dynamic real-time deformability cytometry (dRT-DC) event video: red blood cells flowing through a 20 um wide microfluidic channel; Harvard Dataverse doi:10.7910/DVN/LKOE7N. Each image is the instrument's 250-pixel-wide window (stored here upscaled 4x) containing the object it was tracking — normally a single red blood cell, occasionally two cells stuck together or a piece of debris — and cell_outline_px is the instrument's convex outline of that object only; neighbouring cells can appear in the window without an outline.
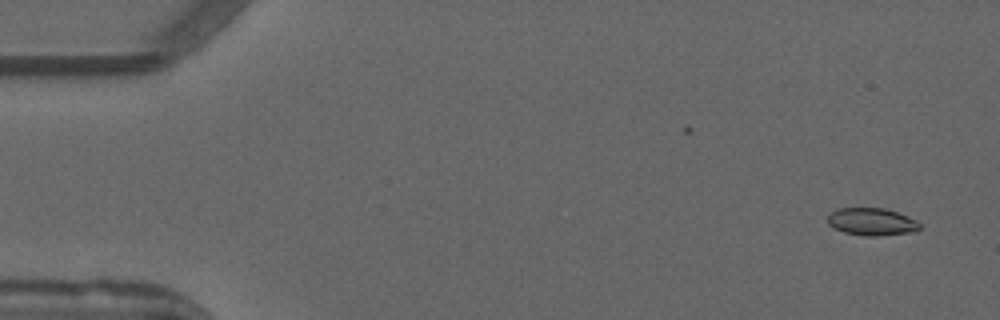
{"species": "common noctule bat (a hibernating species)", "species_latin": "Nyctalus noctula", "temperature_condition": "warm", "stored_images_in_passage": 52, "camera_frame_rate_fps": 3000, "um_per_image_px": 0.085, "animal": {"sex": "male", "forearm_length_mm": 52.5}, "frame": {"image": 1, "passage_image": 2, "time_ms": 0.333, "image_size_px": [1000, 320], "cell_outline_px": [[920, 228], [916, 232], [880, 236], [864, 236], [844, 232], [828, 224], [828, 216], [836, 208], [884, 208], [908, 216], [916, 220], [920, 224]], "centroid_in_image_um": [74.13, 18.85], "position_along_channel_um": 10.9, "area_um2": 14.8}}
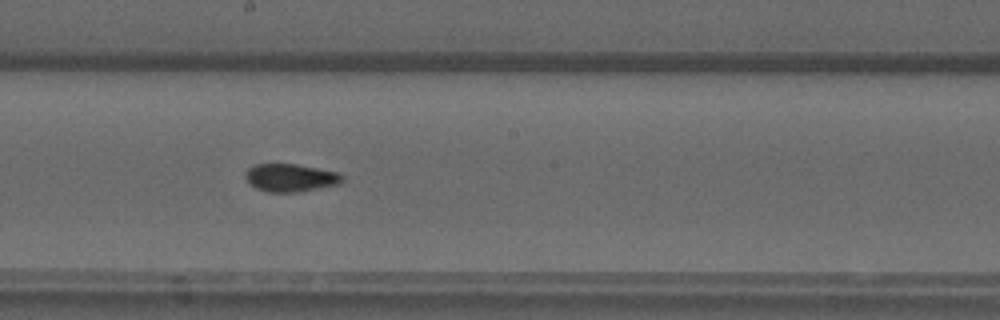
{"frame": {"image": 2, "passage_image": 28, "time_ms": 9.0, "image_size_px": [1000, 320], "cell_outline_px": [[344, 180], [340, 184], [296, 192], [268, 192], [256, 188], [244, 176], [244, 172], [248, 168], [256, 164], [296, 164], [340, 172], [344, 176]], "centroid_in_image_um": [24.73, 15.1], "position_along_channel_um": 223.5, "area_um2": 15.78}}
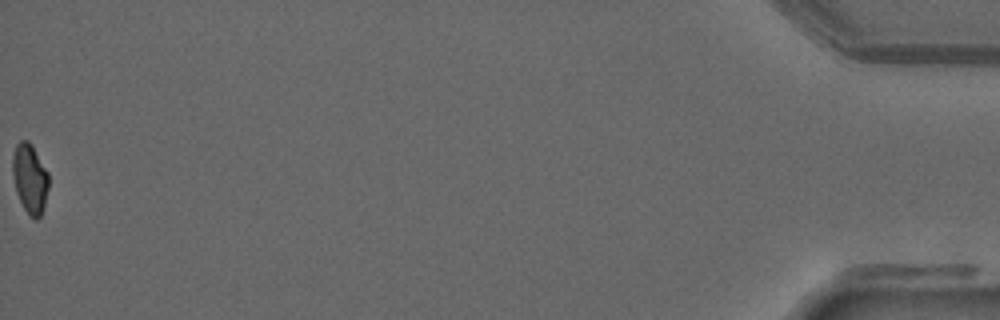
{"frame": {"image": 3, "passage_image": 52, "time_ms": 17.0, "image_size_px": [1000, 320], "cell_outline_px": [[48, 188], [44, 204], [40, 216], [36, 220], [24, 208], [16, 192], [12, 172], [12, 156], [16, 144], [20, 140], [28, 140], [32, 144], [48, 172]], "centroid_in_image_um": [2.53, 15.12], "position_along_channel_um": 432.7, "area_um2": 14.51}, "authors_computed_cell_mechanics": {"area_um2": 15.5482, "velocity_mm_per_s": 3.9352, "shape_relaxation_time_tau1_ms": 9.4184, "shape_relaxation_time_tau2_ms": 0.824, "deformation_change_tau1": 0.2019, "deformation_change_tau2": 0.045}}